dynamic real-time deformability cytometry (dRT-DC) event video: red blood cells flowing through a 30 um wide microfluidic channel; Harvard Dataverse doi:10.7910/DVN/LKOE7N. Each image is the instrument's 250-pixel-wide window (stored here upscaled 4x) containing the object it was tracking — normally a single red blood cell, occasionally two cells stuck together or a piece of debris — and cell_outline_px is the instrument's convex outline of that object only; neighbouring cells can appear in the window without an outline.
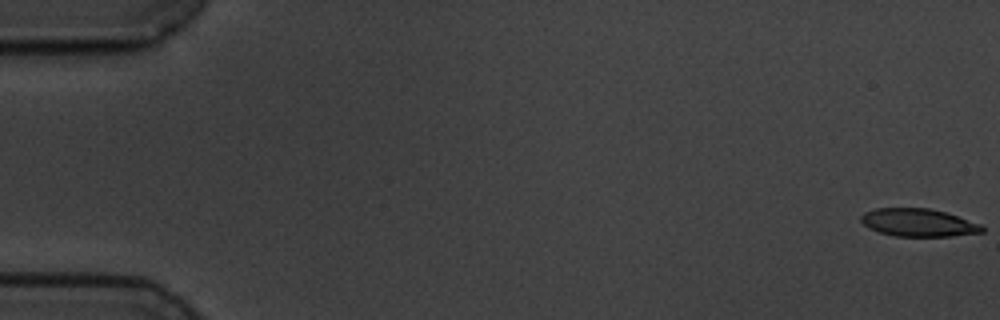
{"species": "common noctule bat (a hibernating species)", "species_latin": "Nyctalus noctula", "temperature_condition": "cold", "stored_images_in_passage": 58, "camera_frame_rate_fps": 3000, "um_per_image_px": 0.085, "animal": {"sex": "male", "body_mass_g": 19.5, "forearm_length_mm": 54.6}, "frame": {"image": 1, "passage_image": 1, "time_ms": 0.0, "image_size_px": [1000, 320], "cell_outline_px": [[984, 232], [952, 236], [896, 236], [880, 232], [868, 228], [860, 220], [860, 216], [864, 212], [876, 208], [928, 208], [944, 212], [980, 224], [984, 228]], "centroid_in_image_um": [78.03, 18.92], "position_along_channel_um": 7.0, "area_um2": 19.48}}
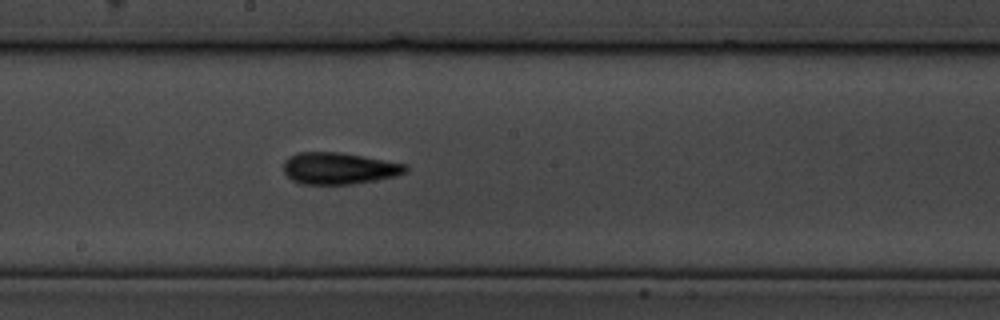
{"frame": {"image": 2, "passage_image": 32, "time_ms": 10.333, "image_size_px": [1000, 320], "cell_outline_px": [[408, 172], [396, 176], [376, 180], [352, 184], [300, 184], [292, 180], [284, 172], [284, 160], [288, 156], [300, 152], [340, 152], [408, 164]], "centroid_in_image_um": [28.83, 14.31], "position_along_channel_um": 219.4, "area_um2": 22.72}}
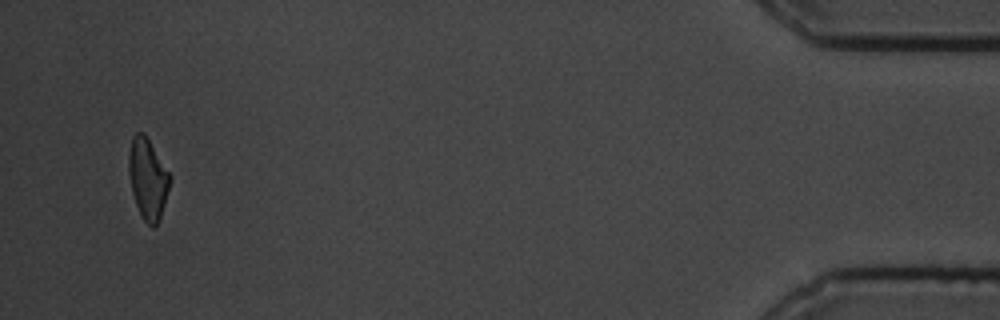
{"frame": {"image": 3, "passage_image": 56, "time_ms": 18.333, "image_size_px": [1000, 320], "cell_outline_px": [[172, 176], [160, 220], [152, 228], [144, 220], [136, 204], [132, 192], [128, 172], [128, 152], [132, 136], [136, 132], [144, 132]], "centroid_in_image_um": [12.56, 15.16], "position_along_channel_um": 422.6, "area_um2": 19.48}, "authors_computed_cell_mechanics": {"area_um2": 21.1548, "velocity_mm_per_s": 3.4968, "shape_relaxation_time_tau1_ms": 4.2587, "shape_relaxation_time_tau2_ms": 3.1319, "deformation_change_tau1": 0.1583, "deformation_change_tau2": 0.1296}}